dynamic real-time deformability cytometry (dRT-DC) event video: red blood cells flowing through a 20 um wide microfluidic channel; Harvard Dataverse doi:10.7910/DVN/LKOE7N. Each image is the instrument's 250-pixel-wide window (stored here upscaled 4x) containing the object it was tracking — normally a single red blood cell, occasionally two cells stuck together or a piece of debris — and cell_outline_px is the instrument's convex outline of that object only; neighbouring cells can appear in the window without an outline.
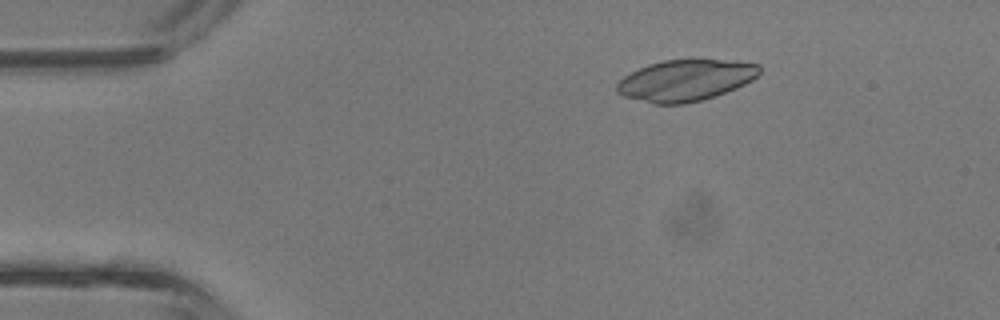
{"species": "common noctule bat (a hibernating species)", "species_latin": "Nyctalus noctula", "temperature_condition": "room temperature", "stored_images_in_passage": 3, "camera_frame_rate_fps": 3000, "um_per_image_px": 0.085, "animal": {"sex": "male", "body_mass_g": 13.3}, "frame": {"image": 1, "passage_image": 2, "time_ms": 0.333, "image_size_px": [1000, 320], "cell_outline_px": [[760, 72], [752, 80], [736, 88], [716, 96], [684, 104], [656, 104], [624, 96], [616, 92], [616, 84], [624, 76], [648, 64], [664, 60], [692, 56], [700, 56], [760, 64]], "centroid_in_image_um": [58.3, 6.77], "position_along_channel_um": 26.7, "area_um2": 35.2}}